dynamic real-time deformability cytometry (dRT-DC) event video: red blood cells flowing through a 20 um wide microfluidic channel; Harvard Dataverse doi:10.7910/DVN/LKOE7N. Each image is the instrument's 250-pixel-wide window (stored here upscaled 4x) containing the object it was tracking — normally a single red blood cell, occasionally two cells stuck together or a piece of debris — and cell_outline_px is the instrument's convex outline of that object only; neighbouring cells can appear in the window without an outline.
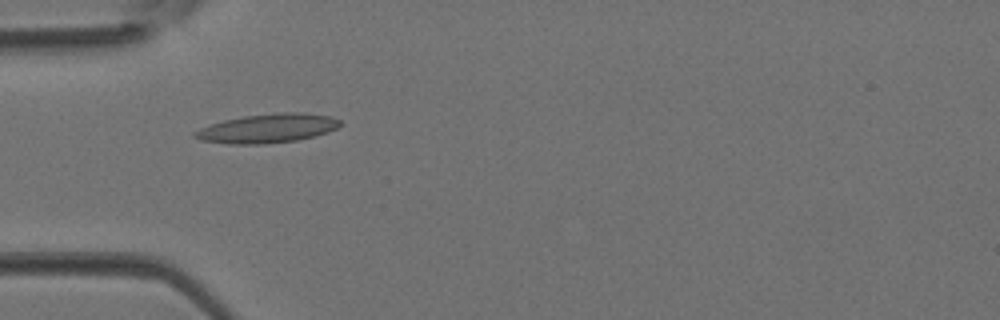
{"species": "Egyptian fruit bat (a non-hibernating species)", "species_latin": "Rousettus aegyptiacus", "temperature_condition": "room temperature", "stored_images_in_passage": 4, "camera_frame_rate_fps": 3000, "um_per_image_px": 0.085, "animal": {"sex": "female"}, "frame": {"image": 1, "passage_image": 4, "time_ms": 1.0, "image_size_px": [1000, 320], "cell_outline_px": [[340, 124], [336, 128], [328, 132], [316, 136], [296, 140], [260, 144], [232, 144], [200, 140], [192, 136], [192, 132], [200, 128], [224, 120], [244, 116], [280, 112], [304, 112], [332, 116], [340, 120]], "centroid_in_image_um": [22.75, 10.9], "position_along_channel_um": 62.3, "area_um2": 24.57}}